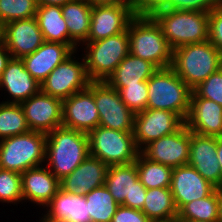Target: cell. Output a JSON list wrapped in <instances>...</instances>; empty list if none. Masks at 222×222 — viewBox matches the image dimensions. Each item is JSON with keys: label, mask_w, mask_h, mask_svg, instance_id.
I'll return each instance as SVG.
<instances>
[{"label": "cell", "mask_w": 222, "mask_h": 222, "mask_svg": "<svg viewBox=\"0 0 222 222\" xmlns=\"http://www.w3.org/2000/svg\"><path fill=\"white\" fill-rule=\"evenodd\" d=\"M89 155L88 133L60 126L46 134L44 164L59 180L71 174Z\"/></svg>", "instance_id": "obj_1"}, {"label": "cell", "mask_w": 222, "mask_h": 222, "mask_svg": "<svg viewBox=\"0 0 222 222\" xmlns=\"http://www.w3.org/2000/svg\"><path fill=\"white\" fill-rule=\"evenodd\" d=\"M149 15L161 27L172 50L178 47L209 41V13L154 9Z\"/></svg>", "instance_id": "obj_2"}, {"label": "cell", "mask_w": 222, "mask_h": 222, "mask_svg": "<svg viewBox=\"0 0 222 222\" xmlns=\"http://www.w3.org/2000/svg\"><path fill=\"white\" fill-rule=\"evenodd\" d=\"M129 53L158 69L171 67L173 50L161 27L149 14H137L128 25Z\"/></svg>", "instance_id": "obj_3"}, {"label": "cell", "mask_w": 222, "mask_h": 222, "mask_svg": "<svg viewBox=\"0 0 222 222\" xmlns=\"http://www.w3.org/2000/svg\"><path fill=\"white\" fill-rule=\"evenodd\" d=\"M221 67L222 54L210 41L173 50L171 68L192 90Z\"/></svg>", "instance_id": "obj_4"}, {"label": "cell", "mask_w": 222, "mask_h": 222, "mask_svg": "<svg viewBox=\"0 0 222 222\" xmlns=\"http://www.w3.org/2000/svg\"><path fill=\"white\" fill-rule=\"evenodd\" d=\"M192 89L171 67L157 69L148 80L147 109H162L178 114L184 121L190 109Z\"/></svg>", "instance_id": "obj_5"}, {"label": "cell", "mask_w": 222, "mask_h": 222, "mask_svg": "<svg viewBox=\"0 0 222 222\" xmlns=\"http://www.w3.org/2000/svg\"><path fill=\"white\" fill-rule=\"evenodd\" d=\"M46 134L29 131L0 140V169L22 174L45 163Z\"/></svg>", "instance_id": "obj_6"}, {"label": "cell", "mask_w": 222, "mask_h": 222, "mask_svg": "<svg viewBox=\"0 0 222 222\" xmlns=\"http://www.w3.org/2000/svg\"><path fill=\"white\" fill-rule=\"evenodd\" d=\"M85 45V47H83ZM80 56L85 60L90 81H106L129 54L128 30L115 36L84 43Z\"/></svg>", "instance_id": "obj_7"}, {"label": "cell", "mask_w": 222, "mask_h": 222, "mask_svg": "<svg viewBox=\"0 0 222 222\" xmlns=\"http://www.w3.org/2000/svg\"><path fill=\"white\" fill-rule=\"evenodd\" d=\"M90 155L108 166L135 162L140 150L133 132H124L97 126L88 133Z\"/></svg>", "instance_id": "obj_8"}, {"label": "cell", "mask_w": 222, "mask_h": 222, "mask_svg": "<svg viewBox=\"0 0 222 222\" xmlns=\"http://www.w3.org/2000/svg\"><path fill=\"white\" fill-rule=\"evenodd\" d=\"M75 53L77 51L54 68L40 84L43 93L65 100L88 87L91 81L86 73L85 60L75 57Z\"/></svg>", "instance_id": "obj_9"}, {"label": "cell", "mask_w": 222, "mask_h": 222, "mask_svg": "<svg viewBox=\"0 0 222 222\" xmlns=\"http://www.w3.org/2000/svg\"><path fill=\"white\" fill-rule=\"evenodd\" d=\"M93 95L99 113V126L133 132L135 114L121 100L116 89L105 81H93Z\"/></svg>", "instance_id": "obj_10"}, {"label": "cell", "mask_w": 222, "mask_h": 222, "mask_svg": "<svg viewBox=\"0 0 222 222\" xmlns=\"http://www.w3.org/2000/svg\"><path fill=\"white\" fill-rule=\"evenodd\" d=\"M185 121L176 113L162 109H145L135 114L133 136L141 150L150 142L178 131Z\"/></svg>", "instance_id": "obj_11"}, {"label": "cell", "mask_w": 222, "mask_h": 222, "mask_svg": "<svg viewBox=\"0 0 222 222\" xmlns=\"http://www.w3.org/2000/svg\"><path fill=\"white\" fill-rule=\"evenodd\" d=\"M190 144L191 131L184 124L175 133L150 142L140 153L153 162L176 168L189 163Z\"/></svg>", "instance_id": "obj_12"}, {"label": "cell", "mask_w": 222, "mask_h": 222, "mask_svg": "<svg viewBox=\"0 0 222 222\" xmlns=\"http://www.w3.org/2000/svg\"><path fill=\"white\" fill-rule=\"evenodd\" d=\"M136 15L134 4L92 6L87 42H94L125 32L130 21Z\"/></svg>", "instance_id": "obj_13"}, {"label": "cell", "mask_w": 222, "mask_h": 222, "mask_svg": "<svg viewBox=\"0 0 222 222\" xmlns=\"http://www.w3.org/2000/svg\"><path fill=\"white\" fill-rule=\"evenodd\" d=\"M62 126L85 133L99 126V113L93 95V81L86 89L62 100Z\"/></svg>", "instance_id": "obj_14"}, {"label": "cell", "mask_w": 222, "mask_h": 222, "mask_svg": "<svg viewBox=\"0 0 222 222\" xmlns=\"http://www.w3.org/2000/svg\"><path fill=\"white\" fill-rule=\"evenodd\" d=\"M20 105L30 131L48 134L62 126V100L40 90Z\"/></svg>", "instance_id": "obj_15"}, {"label": "cell", "mask_w": 222, "mask_h": 222, "mask_svg": "<svg viewBox=\"0 0 222 222\" xmlns=\"http://www.w3.org/2000/svg\"><path fill=\"white\" fill-rule=\"evenodd\" d=\"M1 37L11 57L19 59L30 55L45 42L35 17L4 24Z\"/></svg>", "instance_id": "obj_16"}, {"label": "cell", "mask_w": 222, "mask_h": 222, "mask_svg": "<svg viewBox=\"0 0 222 222\" xmlns=\"http://www.w3.org/2000/svg\"><path fill=\"white\" fill-rule=\"evenodd\" d=\"M171 193L179 211L185 204L212 194L216 187L189 164L173 168Z\"/></svg>", "instance_id": "obj_17"}, {"label": "cell", "mask_w": 222, "mask_h": 222, "mask_svg": "<svg viewBox=\"0 0 222 222\" xmlns=\"http://www.w3.org/2000/svg\"><path fill=\"white\" fill-rule=\"evenodd\" d=\"M217 137L203 136L191 132L189 165L214 185L222 186V171L217 157Z\"/></svg>", "instance_id": "obj_18"}, {"label": "cell", "mask_w": 222, "mask_h": 222, "mask_svg": "<svg viewBox=\"0 0 222 222\" xmlns=\"http://www.w3.org/2000/svg\"><path fill=\"white\" fill-rule=\"evenodd\" d=\"M186 127L203 136H222V106L213 100L199 97L193 90Z\"/></svg>", "instance_id": "obj_19"}, {"label": "cell", "mask_w": 222, "mask_h": 222, "mask_svg": "<svg viewBox=\"0 0 222 222\" xmlns=\"http://www.w3.org/2000/svg\"><path fill=\"white\" fill-rule=\"evenodd\" d=\"M108 165L89 155L73 172L60 180V188L68 193L85 196L104 185Z\"/></svg>", "instance_id": "obj_20"}, {"label": "cell", "mask_w": 222, "mask_h": 222, "mask_svg": "<svg viewBox=\"0 0 222 222\" xmlns=\"http://www.w3.org/2000/svg\"><path fill=\"white\" fill-rule=\"evenodd\" d=\"M0 88L8 93L5 103H21L41 90L37 82L26 70L24 62L19 58H11L0 78Z\"/></svg>", "instance_id": "obj_21"}, {"label": "cell", "mask_w": 222, "mask_h": 222, "mask_svg": "<svg viewBox=\"0 0 222 222\" xmlns=\"http://www.w3.org/2000/svg\"><path fill=\"white\" fill-rule=\"evenodd\" d=\"M23 202L36 203L43 208L60 188V180L44 165L30 168L21 174Z\"/></svg>", "instance_id": "obj_22"}, {"label": "cell", "mask_w": 222, "mask_h": 222, "mask_svg": "<svg viewBox=\"0 0 222 222\" xmlns=\"http://www.w3.org/2000/svg\"><path fill=\"white\" fill-rule=\"evenodd\" d=\"M73 52L67 44L45 41L33 53L24 56L22 61L26 70L41 84L51 71Z\"/></svg>", "instance_id": "obj_23"}, {"label": "cell", "mask_w": 222, "mask_h": 222, "mask_svg": "<svg viewBox=\"0 0 222 222\" xmlns=\"http://www.w3.org/2000/svg\"><path fill=\"white\" fill-rule=\"evenodd\" d=\"M66 20L70 42L78 48L87 42L92 6L87 0H71L61 6Z\"/></svg>", "instance_id": "obj_24"}, {"label": "cell", "mask_w": 222, "mask_h": 222, "mask_svg": "<svg viewBox=\"0 0 222 222\" xmlns=\"http://www.w3.org/2000/svg\"><path fill=\"white\" fill-rule=\"evenodd\" d=\"M35 18L45 41L67 44L73 51H78L70 42L69 31L60 5H38Z\"/></svg>", "instance_id": "obj_25"}, {"label": "cell", "mask_w": 222, "mask_h": 222, "mask_svg": "<svg viewBox=\"0 0 222 222\" xmlns=\"http://www.w3.org/2000/svg\"><path fill=\"white\" fill-rule=\"evenodd\" d=\"M157 69L151 62L129 53L105 82L111 87H125L148 81Z\"/></svg>", "instance_id": "obj_26"}, {"label": "cell", "mask_w": 222, "mask_h": 222, "mask_svg": "<svg viewBox=\"0 0 222 222\" xmlns=\"http://www.w3.org/2000/svg\"><path fill=\"white\" fill-rule=\"evenodd\" d=\"M44 210V215L42 213V216L66 218L71 222H91L85 196L74 195L61 188L44 207Z\"/></svg>", "instance_id": "obj_27"}, {"label": "cell", "mask_w": 222, "mask_h": 222, "mask_svg": "<svg viewBox=\"0 0 222 222\" xmlns=\"http://www.w3.org/2000/svg\"><path fill=\"white\" fill-rule=\"evenodd\" d=\"M138 179L136 162L110 165L104 185L115 201L122 205L124 201H131V192Z\"/></svg>", "instance_id": "obj_28"}, {"label": "cell", "mask_w": 222, "mask_h": 222, "mask_svg": "<svg viewBox=\"0 0 222 222\" xmlns=\"http://www.w3.org/2000/svg\"><path fill=\"white\" fill-rule=\"evenodd\" d=\"M142 212L152 221H168L177 218L170 187L147 189Z\"/></svg>", "instance_id": "obj_29"}, {"label": "cell", "mask_w": 222, "mask_h": 222, "mask_svg": "<svg viewBox=\"0 0 222 222\" xmlns=\"http://www.w3.org/2000/svg\"><path fill=\"white\" fill-rule=\"evenodd\" d=\"M138 178L146 189L171 186L173 168L153 162L139 153L135 160Z\"/></svg>", "instance_id": "obj_30"}, {"label": "cell", "mask_w": 222, "mask_h": 222, "mask_svg": "<svg viewBox=\"0 0 222 222\" xmlns=\"http://www.w3.org/2000/svg\"><path fill=\"white\" fill-rule=\"evenodd\" d=\"M91 222H111L119 204L103 185L85 195Z\"/></svg>", "instance_id": "obj_31"}, {"label": "cell", "mask_w": 222, "mask_h": 222, "mask_svg": "<svg viewBox=\"0 0 222 222\" xmlns=\"http://www.w3.org/2000/svg\"><path fill=\"white\" fill-rule=\"evenodd\" d=\"M218 188L202 199L193 200L185 204L179 211L177 218L180 220H205L218 222Z\"/></svg>", "instance_id": "obj_32"}, {"label": "cell", "mask_w": 222, "mask_h": 222, "mask_svg": "<svg viewBox=\"0 0 222 222\" xmlns=\"http://www.w3.org/2000/svg\"><path fill=\"white\" fill-rule=\"evenodd\" d=\"M29 131L21 105L0 102V140Z\"/></svg>", "instance_id": "obj_33"}, {"label": "cell", "mask_w": 222, "mask_h": 222, "mask_svg": "<svg viewBox=\"0 0 222 222\" xmlns=\"http://www.w3.org/2000/svg\"><path fill=\"white\" fill-rule=\"evenodd\" d=\"M37 7V0H0V25L33 18Z\"/></svg>", "instance_id": "obj_34"}, {"label": "cell", "mask_w": 222, "mask_h": 222, "mask_svg": "<svg viewBox=\"0 0 222 222\" xmlns=\"http://www.w3.org/2000/svg\"><path fill=\"white\" fill-rule=\"evenodd\" d=\"M0 202L13 205L23 202L20 173L0 169Z\"/></svg>", "instance_id": "obj_35"}, {"label": "cell", "mask_w": 222, "mask_h": 222, "mask_svg": "<svg viewBox=\"0 0 222 222\" xmlns=\"http://www.w3.org/2000/svg\"><path fill=\"white\" fill-rule=\"evenodd\" d=\"M116 89L125 105L137 114L146 109L148 101V81L139 82L125 87H112Z\"/></svg>", "instance_id": "obj_36"}, {"label": "cell", "mask_w": 222, "mask_h": 222, "mask_svg": "<svg viewBox=\"0 0 222 222\" xmlns=\"http://www.w3.org/2000/svg\"><path fill=\"white\" fill-rule=\"evenodd\" d=\"M222 5V0H165L156 9H168L179 11H203L211 12Z\"/></svg>", "instance_id": "obj_37"}, {"label": "cell", "mask_w": 222, "mask_h": 222, "mask_svg": "<svg viewBox=\"0 0 222 222\" xmlns=\"http://www.w3.org/2000/svg\"><path fill=\"white\" fill-rule=\"evenodd\" d=\"M193 91L199 97L213 100L222 106V67L209 75Z\"/></svg>", "instance_id": "obj_38"}, {"label": "cell", "mask_w": 222, "mask_h": 222, "mask_svg": "<svg viewBox=\"0 0 222 222\" xmlns=\"http://www.w3.org/2000/svg\"><path fill=\"white\" fill-rule=\"evenodd\" d=\"M209 41L222 54V5L209 12Z\"/></svg>", "instance_id": "obj_39"}, {"label": "cell", "mask_w": 222, "mask_h": 222, "mask_svg": "<svg viewBox=\"0 0 222 222\" xmlns=\"http://www.w3.org/2000/svg\"><path fill=\"white\" fill-rule=\"evenodd\" d=\"M111 222H152L141 210L119 205Z\"/></svg>", "instance_id": "obj_40"}, {"label": "cell", "mask_w": 222, "mask_h": 222, "mask_svg": "<svg viewBox=\"0 0 222 222\" xmlns=\"http://www.w3.org/2000/svg\"><path fill=\"white\" fill-rule=\"evenodd\" d=\"M146 192H147V189L144 187V185L138 179L135 182V186L133 188V191L131 192V201H124L122 206L142 211Z\"/></svg>", "instance_id": "obj_41"}, {"label": "cell", "mask_w": 222, "mask_h": 222, "mask_svg": "<svg viewBox=\"0 0 222 222\" xmlns=\"http://www.w3.org/2000/svg\"><path fill=\"white\" fill-rule=\"evenodd\" d=\"M165 0H133L137 14H149L152 10L159 8Z\"/></svg>", "instance_id": "obj_42"}, {"label": "cell", "mask_w": 222, "mask_h": 222, "mask_svg": "<svg viewBox=\"0 0 222 222\" xmlns=\"http://www.w3.org/2000/svg\"><path fill=\"white\" fill-rule=\"evenodd\" d=\"M11 54L8 48L5 46L4 42L0 41V78L4 72L8 61L11 59Z\"/></svg>", "instance_id": "obj_43"}, {"label": "cell", "mask_w": 222, "mask_h": 222, "mask_svg": "<svg viewBox=\"0 0 222 222\" xmlns=\"http://www.w3.org/2000/svg\"><path fill=\"white\" fill-rule=\"evenodd\" d=\"M91 6L95 5H117V4H134L133 0H87Z\"/></svg>", "instance_id": "obj_44"}, {"label": "cell", "mask_w": 222, "mask_h": 222, "mask_svg": "<svg viewBox=\"0 0 222 222\" xmlns=\"http://www.w3.org/2000/svg\"><path fill=\"white\" fill-rule=\"evenodd\" d=\"M71 0H37L38 5H64Z\"/></svg>", "instance_id": "obj_45"}, {"label": "cell", "mask_w": 222, "mask_h": 222, "mask_svg": "<svg viewBox=\"0 0 222 222\" xmlns=\"http://www.w3.org/2000/svg\"><path fill=\"white\" fill-rule=\"evenodd\" d=\"M39 222H71L66 218H58L54 216H42Z\"/></svg>", "instance_id": "obj_46"}, {"label": "cell", "mask_w": 222, "mask_h": 222, "mask_svg": "<svg viewBox=\"0 0 222 222\" xmlns=\"http://www.w3.org/2000/svg\"><path fill=\"white\" fill-rule=\"evenodd\" d=\"M217 157L222 171V136L217 137Z\"/></svg>", "instance_id": "obj_47"}, {"label": "cell", "mask_w": 222, "mask_h": 222, "mask_svg": "<svg viewBox=\"0 0 222 222\" xmlns=\"http://www.w3.org/2000/svg\"><path fill=\"white\" fill-rule=\"evenodd\" d=\"M218 201H219L218 222H222V186L218 188Z\"/></svg>", "instance_id": "obj_48"}, {"label": "cell", "mask_w": 222, "mask_h": 222, "mask_svg": "<svg viewBox=\"0 0 222 222\" xmlns=\"http://www.w3.org/2000/svg\"><path fill=\"white\" fill-rule=\"evenodd\" d=\"M182 222H210L205 220H182Z\"/></svg>", "instance_id": "obj_49"}, {"label": "cell", "mask_w": 222, "mask_h": 222, "mask_svg": "<svg viewBox=\"0 0 222 222\" xmlns=\"http://www.w3.org/2000/svg\"><path fill=\"white\" fill-rule=\"evenodd\" d=\"M156 222H182V220L175 218V219L168 220V221H156Z\"/></svg>", "instance_id": "obj_50"}, {"label": "cell", "mask_w": 222, "mask_h": 222, "mask_svg": "<svg viewBox=\"0 0 222 222\" xmlns=\"http://www.w3.org/2000/svg\"><path fill=\"white\" fill-rule=\"evenodd\" d=\"M2 40V37H1V25H0V41Z\"/></svg>", "instance_id": "obj_51"}]
</instances>
